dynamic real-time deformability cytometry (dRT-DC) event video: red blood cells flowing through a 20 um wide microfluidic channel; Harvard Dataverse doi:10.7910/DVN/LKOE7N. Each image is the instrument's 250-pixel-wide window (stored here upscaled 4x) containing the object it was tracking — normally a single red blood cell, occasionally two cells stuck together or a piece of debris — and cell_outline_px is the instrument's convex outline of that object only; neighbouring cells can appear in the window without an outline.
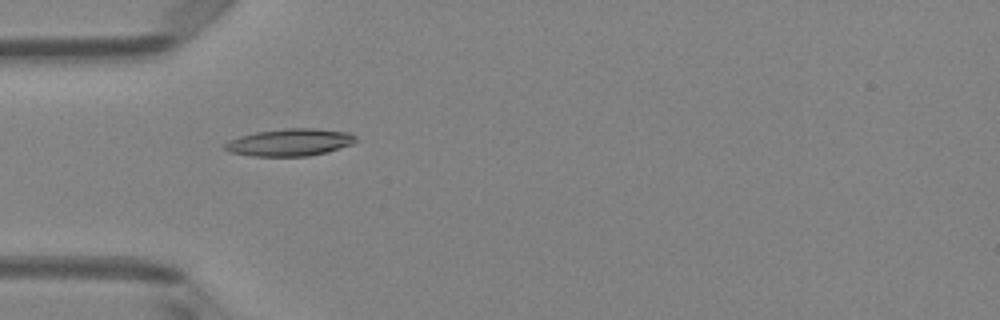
{"species": "Egyptian fruit bat (a non-hibernating species)", "species_latin": "Rousettus aegyptiacus", "temperature_condition": "room temperature", "stored_images_in_passage": 6, "camera_frame_rate_fps": 3000, "um_per_image_px": 0.085, "animal": {"sex": "female"}, "frame": {"image": 1, "passage_image": 5, "time_ms": 1.333, "image_size_px": [1000, 320], "cell_outline_px": [[356, 140], [352, 144], [324, 152], [308, 156], [252, 156], [228, 152], [220, 148], [228, 140], [240, 136], [256, 132], [284, 128], [316, 128], [352, 132], [356, 136]], "centroid_in_image_um": [24.59, 12.09], "position_along_channel_um": 60.4, "area_um2": 20.98}}
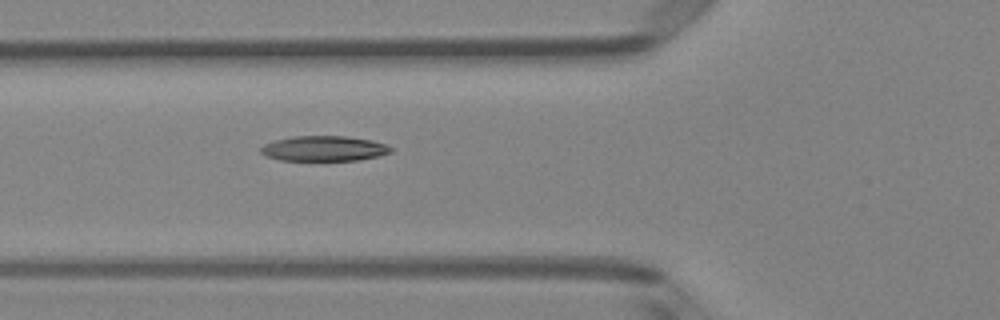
{"frame": {"image": 2, "passage_image": 6, "time_ms": 1.667, "image_size_px": [1000, 320], "cell_outline_px": [[392, 152], [360, 160], [280, 160], [268, 156], [260, 152], [260, 148], [264, 144], [276, 140], [292, 136], [344, 136], [372, 140], [388, 144], [392, 148]], "centroid_in_image_um": [27.56, 12.62], "position_along_channel_um": 98.2, "area_um2": 19.02}}